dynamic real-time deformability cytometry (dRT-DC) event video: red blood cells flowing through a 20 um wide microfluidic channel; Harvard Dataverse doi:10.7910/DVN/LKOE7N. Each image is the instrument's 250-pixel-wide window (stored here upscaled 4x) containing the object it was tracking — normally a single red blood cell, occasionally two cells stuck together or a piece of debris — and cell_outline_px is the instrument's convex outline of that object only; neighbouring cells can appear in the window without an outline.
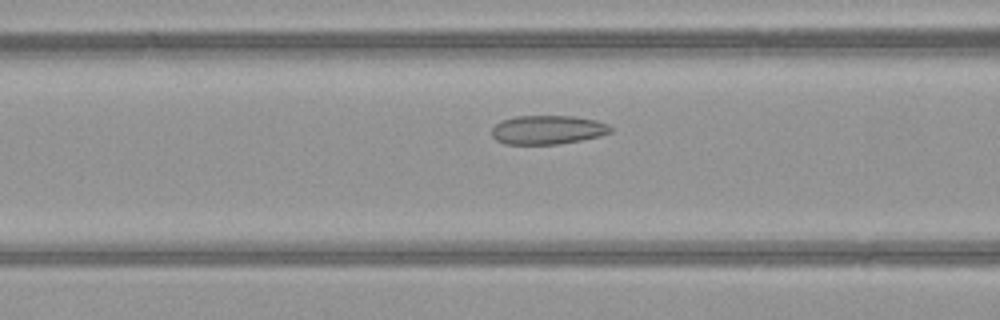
{"species": "common noctule bat (a hibernating species)", "species_latin": "Nyctalus noctula", "temperature_condition": "warm", "stored_images_in_passage": 46, "camera_frame_rate_fps": 3000, "um_per_image_px": 0.085, "animal": {"sex": "female", "body_mass_g": 21.9}, "frame": {"image": 1, "passage_image": 16, "time_ms": 5.0, "image_size_px": [1000, 320], "cell_outline_px": [[612, 132], [600, 136], [580, 140], [556, 144], [504, 144], [496, 140], [492, 136], [492, 128], [500, 120], [516, 116], [572, 116], [596, 120], [608, 124], [612, 128]], "centroid_in_image_um": [46.54, 11.03], "position_along_channel_um": 120.1, "area_um2": 20.06}}
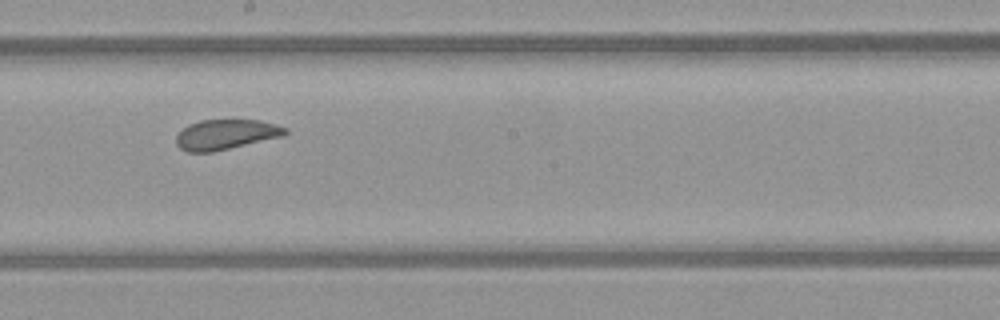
{"frame": {"image": 2, "passage_image": 24, "time_ms": 7.667, "image_size_px": [1000, 320], "cell_outline_px": [[288, 132], [284, 136], [212, 152], [188, 152], [180, 148], [176, 144], [176, 136], [188, 124], [200, 120], [260, 120], [276, 124], [288, 128]], "centroid_in_image_um": [19.22, 11.43], "position_along_channel_um": 229.0, "area_um2": 19.13}}
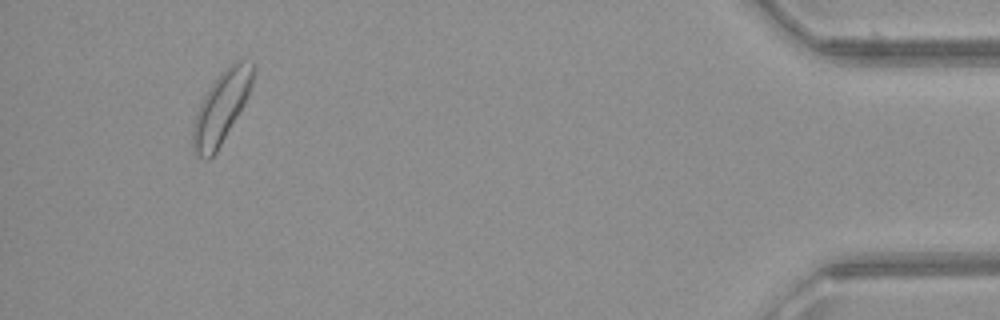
{"frame": {"image": 3, "passage_image": 43, "time_ms": 14.0, "image_size_px": [1000, 320], "cell_outline_px": [[256, 64], [252, 84], [248, 96], [244, 104], [216, 152], [208, 160], [204, 160], [196, 156], [192, 152], [192, 128], [196, 112], [208, 88], [216, 76], [232, 60], [240, 56], [252, 60]], "centroid_in_image_um": [18.83, 9.05], "position_along_channel_um": 416.4, "area_um2": 25.84}, "authors_computed_cell_mechanics": {"area_um2": 20.8947, "velocity_mm_per_s": 4.0724, "shape_relaxation_time_tau1_ms": 9.931, "shape_relaxation_time_tau2_ms": 1.3453, "deformation_change_tau1": 0.1349, "deformation_change_tau2": 0.0768}}